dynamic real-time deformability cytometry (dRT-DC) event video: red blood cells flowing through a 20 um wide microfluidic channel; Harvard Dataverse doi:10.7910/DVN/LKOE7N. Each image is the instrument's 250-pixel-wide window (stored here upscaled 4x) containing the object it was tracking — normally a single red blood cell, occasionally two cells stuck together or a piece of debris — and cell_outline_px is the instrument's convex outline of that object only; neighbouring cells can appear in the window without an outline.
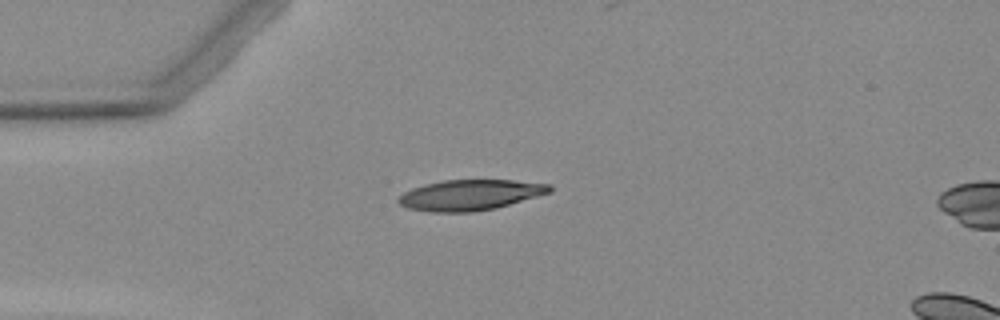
{"species": "Egyptian fruit bat (a non-hibernating species)", "species_latin": "Rousettus aegyptiacus", "temperature_condition": "warm", "stored_images_in_passage": 3, "camera_frame_rate_fps": 3000, "um_per_image_px": 0.085, "animal": {"sex": "female"}, "frame": {"image": 1, "passage_image": 1, "time_ms": 0.0, "image_size_px": [1000, 320], "cell_outline_px": [[552, 192], [496, 208], [472, 212], [428, 212], [408, 208], [400, 204], [396, 200], [404, 192], [412, 188], [424, 184], [444, 180], [512, 180], [552, 184]], "centroid_in_image_um": [39.97, 16.57], "position_along_channel_um": 45.0, "area_um2": 27.05}}
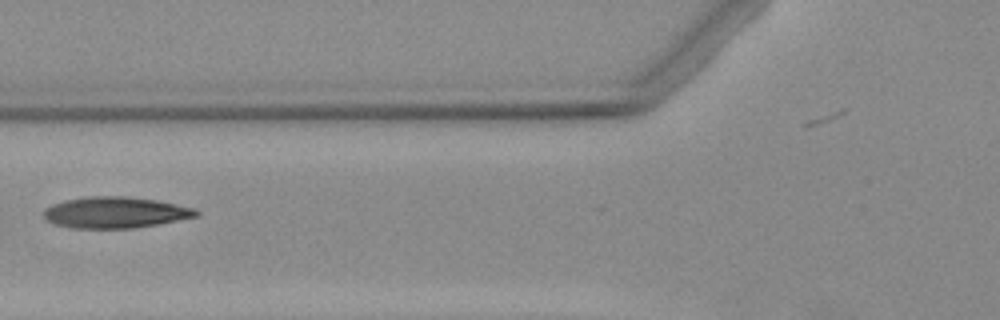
{"frame": {"image": 2, "passage_image": 3, "time_ms": 2.333, "image_size_px": [1000, 320], "cell_outline_px": [[200, 212], [196, 216], [156, 224], [132, 228], [72, 228], [56, 224], [48, 220], [44, 216], [44, 208], [52, 204], [68, 200], [92, 196], [124, 196], [156, 200], [196, 208]], "centroid_in_image_um": [9.8, 18.05], "position_along_channel_um": 116.0, "area_um2": 27.34}}